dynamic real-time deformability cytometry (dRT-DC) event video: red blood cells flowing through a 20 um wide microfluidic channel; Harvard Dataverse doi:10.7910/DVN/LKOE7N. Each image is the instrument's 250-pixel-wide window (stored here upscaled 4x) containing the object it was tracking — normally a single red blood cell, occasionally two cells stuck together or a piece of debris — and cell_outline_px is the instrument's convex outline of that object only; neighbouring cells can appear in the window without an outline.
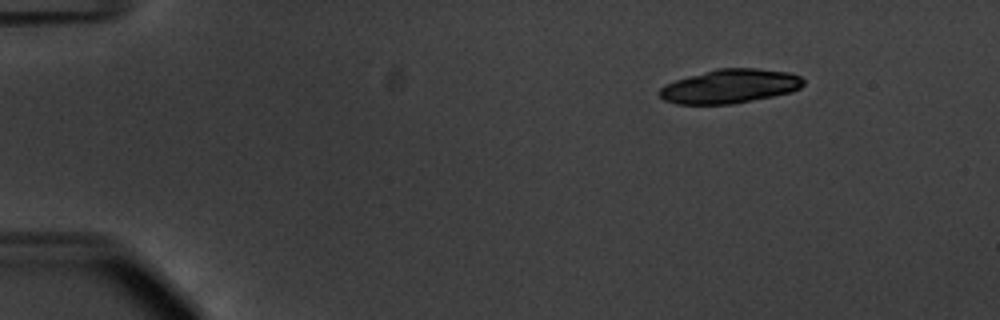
{"species": "common noctule bat (a hibernating species)", "species_latin": "Nyctalus noctula", "temperature_condition": "warm", "stored_images_in_passage": 11, "camera_frame_rate_fps": 3000, "um_per_image_px": 0.085, "animal": {"sex": "male", "body_mass_g": 20.1, "forearm_length_mm": 53.5}, "frame": {"image": 1, "passage_image": 2, "time_ms": 0.333, "image_size_px": [1000, 320], "cell_outline_px": [[804, 84], [800, 88], [792, 92], [732, 104], [676, 104], [664, 100], [656, 92], [664, 84], [688, 76], [716, 68], [756, 68], [788, 72], [800, 76], [804, 80]], "centroid_in_image_um": [62.02, 7.33], "position_along_channel_um": 23.0, "area_um2": 28.61}}